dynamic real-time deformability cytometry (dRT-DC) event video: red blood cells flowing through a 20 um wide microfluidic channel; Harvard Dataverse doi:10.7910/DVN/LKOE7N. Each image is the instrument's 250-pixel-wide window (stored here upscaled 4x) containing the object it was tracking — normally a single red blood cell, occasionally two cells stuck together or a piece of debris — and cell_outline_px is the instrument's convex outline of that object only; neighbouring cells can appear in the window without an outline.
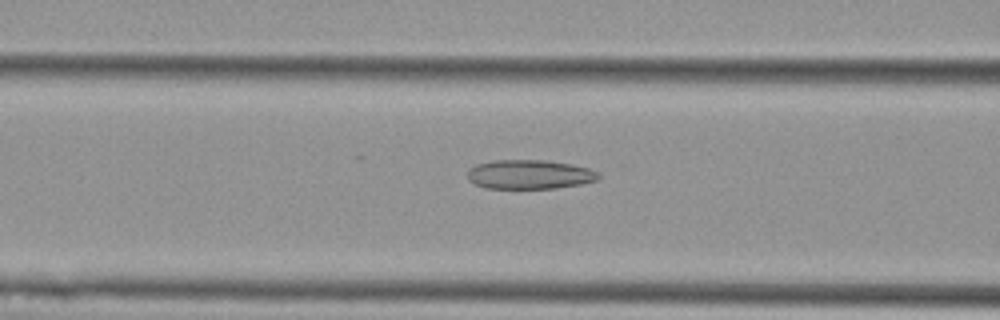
{"species": "Egyptian fruit bat (a non-hibernating species)", "species_latin": "Rousettus aegyptiacus", "temperature_condition": "cold", "stored_images_in_passage": 44, "camera_frame_rate_fps": 3000, "um_per_image_px": 0.085, "animal": {"sex": "female"}, "frame": {"image": 1, "passage_image": 11, "time_ms": 3.333, "image_size_px": [1000, 320], "cell_outline_px": [[600, 176], [596, 180], [580, 184], [556, 188], [488, 188], [476, 184], [468, 180], [468, 168], [476, 164], [496, 160], [548, 160], [572, 164], [588, 168], [600, 172]], "centroid_in_image_um": [45.02, 14.82], "position_along_channel_um": 121.6, "area_um2": 22.31}}
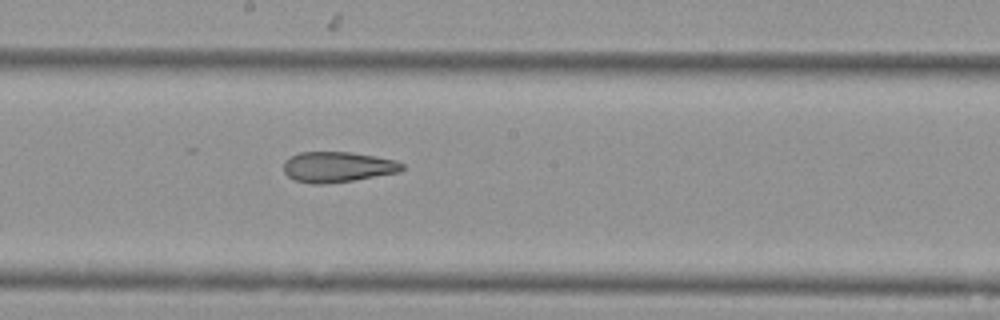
{"frame": {"image": 2, "passage_image": 19, "time_ms": 6.0, "image_size_px": [1000, 320], "cell_outline_px": [[404, 168], [400, 172], [352, 180], [324, 184], [312, 184], [292, 180], [284, 172], [284, 160], [300, 152], [352, 152], [376, 156], [396, 160], [404, 164]], "centroid_in_image_um": [28.69, 14.19], "position_along_channel_um": 219.5, "area_um2": 21.15}}
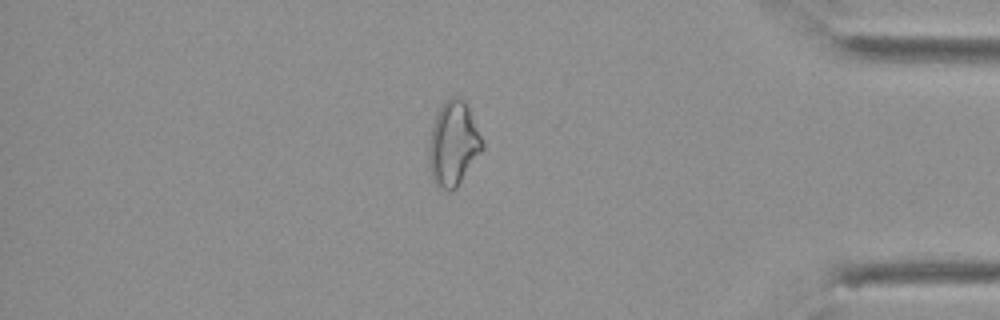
{"frame": {"image": 3, "passage_image": 36, "time_ms": 11.667, "image_size_px": [1000, 320], "cell_outline_px": [[484, 148], [456, 188], [444, 188], [436, 184], [432, 180], [428, 164], [428, 148], [432, 124], [436, 112], [444, 100], [448, 96], [456, 96], [464, 100], [468, 104], [484, 144]], "centroid_in_image_um": [38.52, 12.15], "position_along_channel_um": 396.7, "area_um2": 26.47}, "authors_computed_cell_mechanics": {"area_um2": 23.5535, "velocity_mm_per_s": 3.6772, "shape_relaxation_time_tau1_ms": null, "shape_relaxation_time_tau2_ms": 4.4779, "deformation_change_tau1": null, "deformation_change_tau2": 0.1232}}